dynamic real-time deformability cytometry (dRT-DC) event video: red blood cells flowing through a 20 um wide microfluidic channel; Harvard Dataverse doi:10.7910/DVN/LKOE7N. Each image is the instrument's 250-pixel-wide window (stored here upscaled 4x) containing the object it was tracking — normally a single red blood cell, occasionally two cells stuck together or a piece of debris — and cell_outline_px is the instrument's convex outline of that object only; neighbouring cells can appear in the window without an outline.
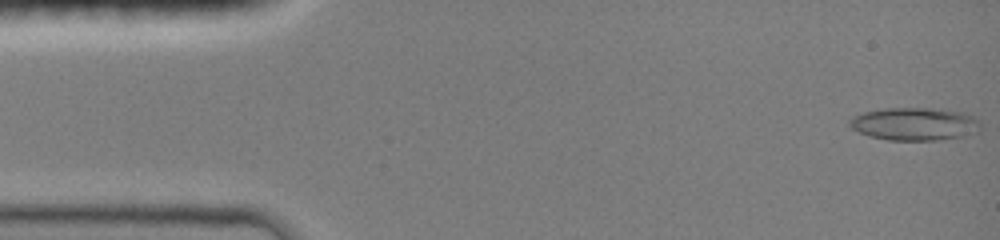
{"species": "common noctule bat (a hibernating species)", "species_latin": "Nyctalus noctula", "temperature_condition": "room temperature", "stored_images_in_passage": 9, "camera_frame_rate_fps": 3000, "um_per_image_px": 0.085, "animal": {"sex": "female", "body_mass_g": 19.0, "forearm_length_mm": 51.5}, "frame": {"image": 1, "passage_image": 1, "time_ms": 0.0, "image_size_px": [1000, 240], "cell_outline_px": [[980, 132], [940, 140], [888, 140], [868, 136], [852, 128], [848, 124], [848, 120], [864, 112], [884, 108], [932, 108], [960, 112], [976, 116], [980, 124]], "centroid_in_image_um": [77.76, 10.54], "position_along_channel_um": 7.2, "area_um2": 25.09}}
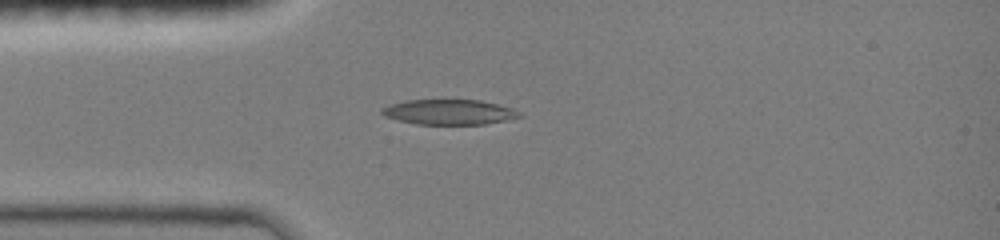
{"frame": {"image": 2, "passage_image": 7, "time_ms": 2.0, "image_size_px": [1000, 240], "cell_outline_px": [[524, 116], [508, 120], [484, 124], [416, 124], [384, 116], [380, 112], [380, 108], [388, 104], [408, 100], [480, 100], [512, 108], [520, 112]], "centroid_in_image_um": [38.17, 9.52], "position_along_channel_um": 46.8, "area_um2": 20.17}}
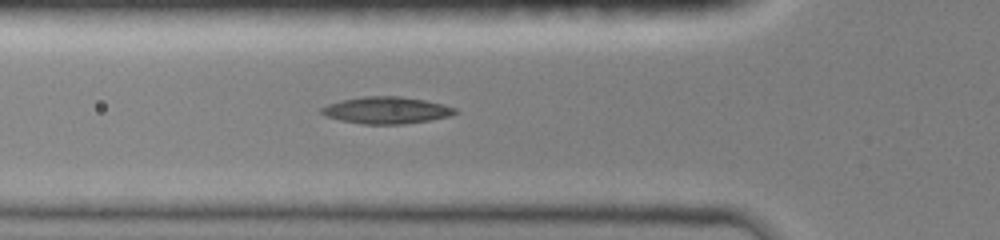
{"frame": {"image": 3, "passage_image": 9, "time_ms": 2.667, "image_size_px": [1000, 240], "cell_outline_px": [[460, 112], [452, 116], [404, 124], [364, 124], [340, 120], [324, 116], [320, 112], [320, 108], [328, 104], [344, 100], [364, 96], [400, 96], [424, 100], [444, 104], [456, 108]], "centroid_in_image_um": [32.88, 9.37], "position_along_channel_um": 92.9, "area_um2": 20.98}}